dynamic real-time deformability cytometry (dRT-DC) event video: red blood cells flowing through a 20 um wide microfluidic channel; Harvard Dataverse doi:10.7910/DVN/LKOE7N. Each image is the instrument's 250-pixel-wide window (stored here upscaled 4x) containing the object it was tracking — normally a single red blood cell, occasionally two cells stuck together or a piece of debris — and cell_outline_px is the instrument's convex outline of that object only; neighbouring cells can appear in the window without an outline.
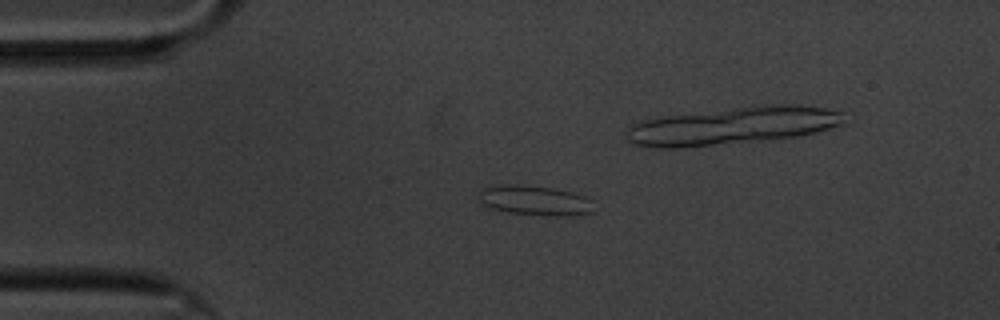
{"species": "common noctule bat (a hibernating species)", "species_latin": "Nyctalus noctula", "temperature_condition": "cold", "stored_images_in_passage": 54, "camera_frame_rate_fps": 3000, "um_per_image_px": 0.085, "animal": {"sex": "male", "body_mass_g": 20.1, "forearm_length_mm": 53.5}, "frame": {"image": 1, "passage_image": 7, "time_ms": 2.0, "image_size_px": [1000, 320], "cell_outline_px": [[596, 212], [572, 216], [564, 216], [508, 212], [488, 208], [480, 200], [480, 192], [484, 188], [500, 184], [508, 184], [556, 188], [572, 192], [584, 196], [592, 200]], "centroid_in_image_um": [45.54, 17.04], "position_along_channel_um": 39.5, "area_um2": 20.0}}
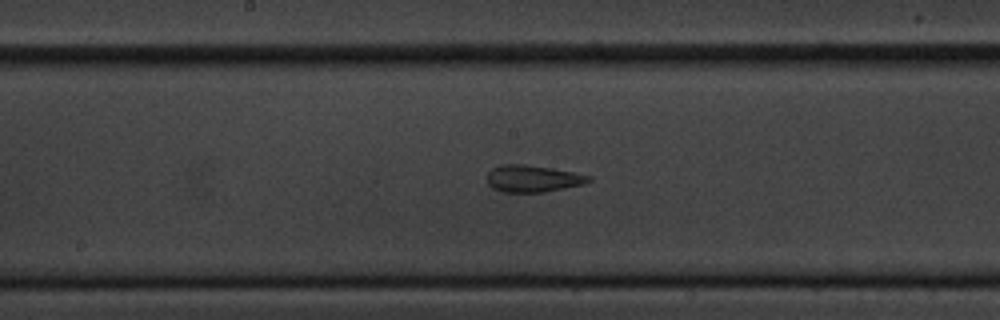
{"frame": {"image": 2, "passage_image": 24, "time_ms": 7.667, "image_size_px": [1000, 320], "cell_outline_px": [[592, 180], [584, 184], [544, 192], [500, 192], [492, 188], [488, 184], [488, 172], [492, 168], [500, 164], [524, 164], [552, 168], [592, 176]], "centroid_in_image_um": [45.27, 15.18], "position_along_channel_um": 202.9, "area_um2": 16.01}}
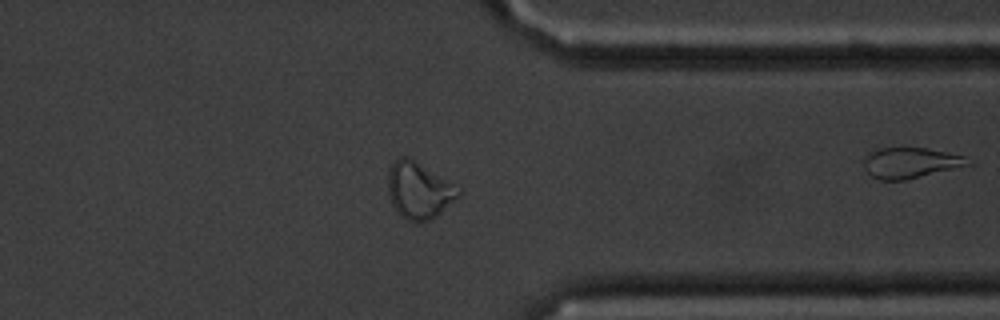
{"frame": {"image": 3, "passage_image": 40, "time_ms": 13.0, "image_size_px": [1000, 320], "cell_outline_px": [[464, 188], [460, 196], [436, 216], [428, 220], [416, 224], [408, 220], [396, 212], [392, 204], [388, 192], [388, 168], [400, 156], [408, 156]], "centroid_in_image_um": [35.65, 16.17], "position_along_channel_um": 375.8, "area_um2": 23.76}, "authors_computed_cell_mechanics": {"area_um2": 17.0221, "velocity_mm_per_s": 3.33, "shape_relaxation_time_tau1_ms": null, "shape_relaxation_time_tau2_ms": 1.8633, "deformation_change_tau1": null, "deformation_change_tau2": 0.0862}}